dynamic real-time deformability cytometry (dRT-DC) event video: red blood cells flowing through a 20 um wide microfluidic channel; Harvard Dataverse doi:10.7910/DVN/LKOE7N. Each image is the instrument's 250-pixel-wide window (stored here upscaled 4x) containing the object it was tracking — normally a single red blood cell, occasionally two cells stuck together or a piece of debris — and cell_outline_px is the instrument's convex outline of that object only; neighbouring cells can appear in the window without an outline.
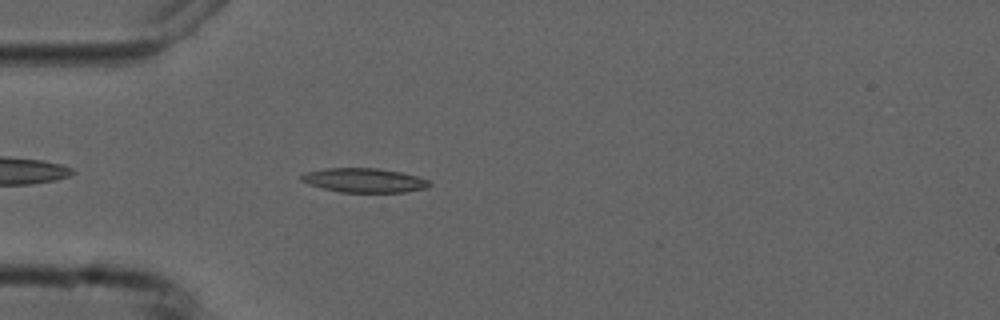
{"species": "common noctule bat (a hibernating species)", "species_latin": "Nyctalus noctula", "temperature_condition": "cold", "stored_images_in_passage": 1, "camera_frame_rate_fps": 3000, "um_per_image_px": 0.085, "animal": {"sex": "male", "forearm_length_mm": 52.5}, "frame": {"image": 1, "passage_image": 1, "time_ms": 0.0, "image_size_px": [1000, 320], "cell_outline_px": [[432, 184], [428, 188], [404, 192], [340, 192], [308, 184], [300, 180], [300, 176], [304, 172], [328, 168], [376, 168], [400, 172], [416, 176], [428, 180]], "centroid_in_image_um": [30.95, 15.32], "position_along_channel_um": 54.0, "area_um2": 18.03}}